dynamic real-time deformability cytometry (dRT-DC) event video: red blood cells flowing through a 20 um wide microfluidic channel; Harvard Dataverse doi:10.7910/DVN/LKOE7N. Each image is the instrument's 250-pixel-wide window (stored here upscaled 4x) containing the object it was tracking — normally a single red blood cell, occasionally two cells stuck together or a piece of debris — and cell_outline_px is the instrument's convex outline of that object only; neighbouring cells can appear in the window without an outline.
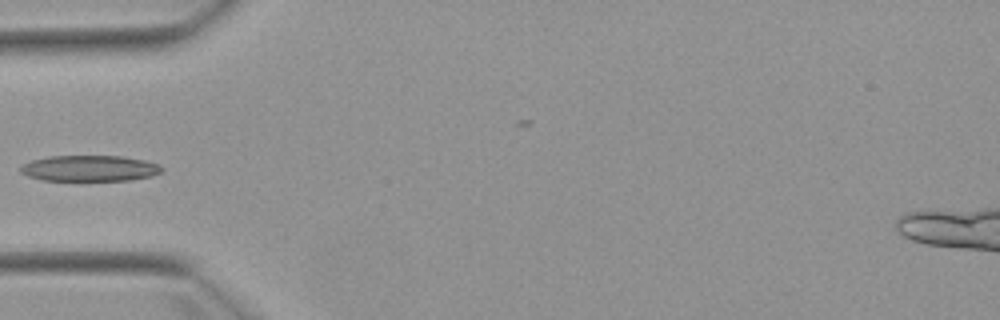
{"species": "Egyptian fruit bat (a non-hibernating species)", "species_latin": "Rousettus aegyptiacus", "temperature_condition": "warm", "stored_images_in_passage": 6, "camera_frame_rate_fps": 3000, "um_per_image_px": 0.085, "animal": {"sex": "female"}, "frame": {"image": 1, "passage_image": 5, "time_ms": 6.333, "image_size_px": [1000, 320], "cell_outline_px": [[164, 168], [160, 172], [152, 176], [132, 180], [44, 180], [28, 176], [20, 172], [20, 168], [24, 164], [32, 160], [48, 156], [120, 156], [144, 160], [156, 164]], "centroid_in_image_um": [7.62, 14.3], "position_along_channel_um": 77.4, "area_um2": 21.15}}
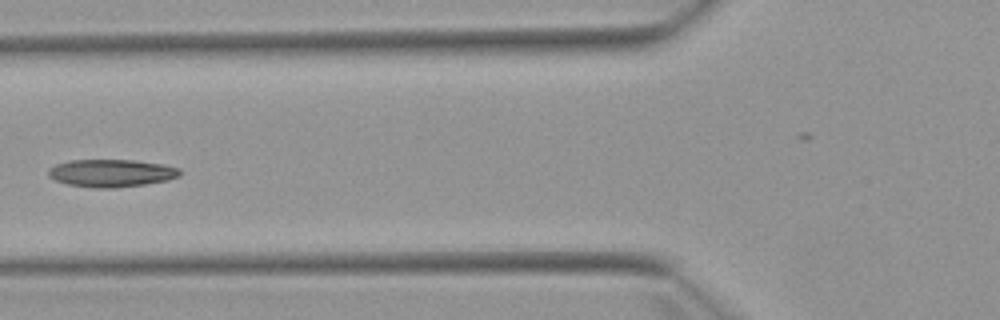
{"frame": {"image": 2, "passage_image": 6, "time_ms": 7.333, "image_size_px": [1000, 320], "cell_outline_px": [[180, 176], [168, 180], [144, 184], [116, 188], [96, 188], [68, 184], [56, 180], [48, 176], [48, 168], [56, 164], [72, 160], [132, 160], [164, 164], [180, 168]], "centroid_in_image_um": [9.48, 14.71], "position_along_channel_um": 116.3, "area_um2": 21.15}}